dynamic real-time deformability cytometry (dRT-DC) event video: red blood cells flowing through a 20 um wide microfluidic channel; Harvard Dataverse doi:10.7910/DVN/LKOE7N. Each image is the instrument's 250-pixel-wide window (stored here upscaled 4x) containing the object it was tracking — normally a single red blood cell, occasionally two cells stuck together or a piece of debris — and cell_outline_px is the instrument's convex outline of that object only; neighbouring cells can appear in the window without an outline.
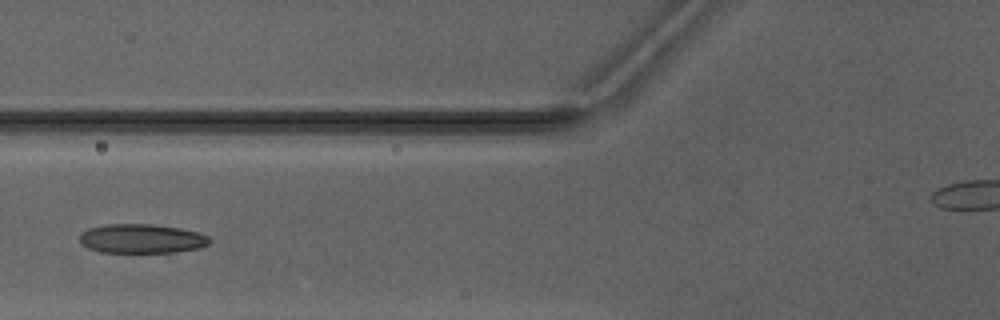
{"species": "Egyptian fruit bat (a non-hibernating species)", "species_latin": "Rousettus aegyptiacus", "temperature_condition": "warm", "stored_images_in_passage": 5, "camera_frame_rate_fps": 3000, "um_per_image_px": 0.085, "animal": {"sex": "male"}, "frame": {"image": 1, "passage_image": 5, "time_ms": 5.0, "image_size_px": [1000, 320], "cell_outline_px": [[212, 240], [208, 244], [200, 248], [176, 252], [100, 252], [88, 248], [80, 244], [80, 232], [88, 228], [108, 224], [152, 224], [180, 228], [196, 232], [208, 236]], "centroid_in_image_um": [12.02, 20.28], "position_along_channel_um": 113.8, "area_um2": 22.2}}